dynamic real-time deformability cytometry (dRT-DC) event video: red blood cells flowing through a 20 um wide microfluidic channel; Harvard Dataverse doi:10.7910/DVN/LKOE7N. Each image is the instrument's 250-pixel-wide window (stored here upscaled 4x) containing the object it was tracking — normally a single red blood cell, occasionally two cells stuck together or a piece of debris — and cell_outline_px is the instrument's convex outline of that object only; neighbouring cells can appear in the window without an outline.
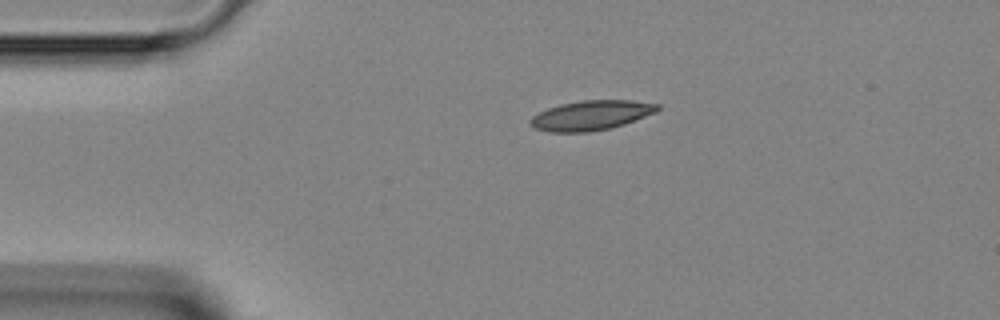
{"species": "Egyptian fruit bat (a non-hibernating species)", "species_latin": "Rousettus aegyptiacus", "temperature_condition": "room temperature", "stored_images_in_passage": 37, "camera_frame_rate_fps": 3000, "um_per_image_px": 0.085, "animal": {"sex": "female"}, "frame": {"image": 1, "passage_image": 1, "time_ms": 0.0, "image_size_px": [1000, 320], "cell_outline_px": [[660, 108], [656, 112], [624, 124], [612, 128], [588, 132], [548, 132], [536, 128], [528, 124], [528, 120], [532, 116], [548, 108], [560, 104], [580, 100], [632, 100], [660, 104]], "centroid_in_image_um": [50.23, 9.8], "position_along_channel_um": 34.8, "area_um2": 22.14}}
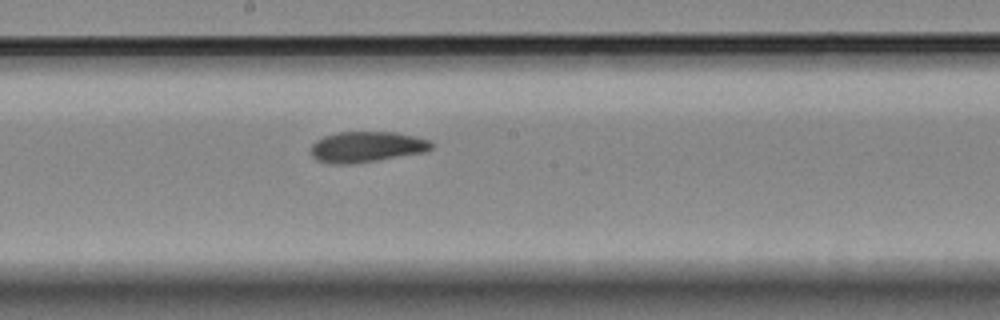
{"frame": {"image": 2, "passage_image": 16, "time_ms": 5.0, "image_size_px": [1000, 320], "cell_outline_px": [[436, 144], [432, 148], [424, 152], [352, 164], [328, 164], [316, 160], [308, 152], [312, 144], [316, 140], [324, 136], [340, 132], [396, 132], [416, 136], [428, 140]], "centroid_in_image_um": [31.13, 12.49], "position_along_channel_um": 217.1, "area_um2": 21.79}}
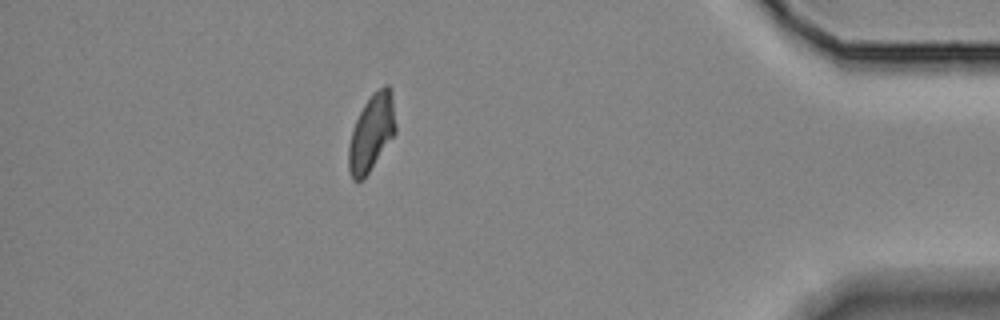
{"frame": {"image": 3, "passage_image": 32, "time_ms": 10.333, "image_size_px": [1000, 320], "cell_outline_px": [[396, 132], [364, 180], [352, 180], [348, 168], [348, 144], [356, 120], [364, 104], [372, 92], [384, 84], [388, 84], [392, 88], [396, 124]], "centroid_in_image_um": [31.59, 11.25], "position_along_channel_um": 403.6, "area_um2": 21.33}}